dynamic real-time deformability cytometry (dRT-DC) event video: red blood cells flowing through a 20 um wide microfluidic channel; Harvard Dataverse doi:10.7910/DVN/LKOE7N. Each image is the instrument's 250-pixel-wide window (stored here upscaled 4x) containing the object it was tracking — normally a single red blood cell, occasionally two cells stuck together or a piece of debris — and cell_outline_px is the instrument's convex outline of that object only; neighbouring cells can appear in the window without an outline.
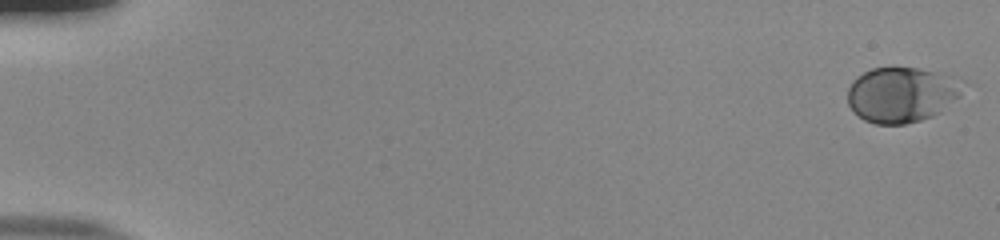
{"species": "human", "species_latin": "Homo sapiens", "temperature_condition": "room temperature", "stored_images_in_passage": 54, "camera_frame_rate_fps": 3000, "um_per_image_px": 0.085, "donor": {"sex": "male"}, "frame": {"image": 1, "passage_image": 1, "time_ms": 0.0, "image_size_px": [1000, 240], "cell_outline_px": [[972, 84], [960, 96], [940, 112], [932, 116], [920, 120], [904, 124], [876, 124], [864, 120], [848, 104], [848, 88], [852, 80], [856, 76], [872, 68], [920, 68], [960, 76]], "centroid_in_image_um": [76.77, 8.01], "position_along_channel_um": 8.2, "area_um2": 38.03}}
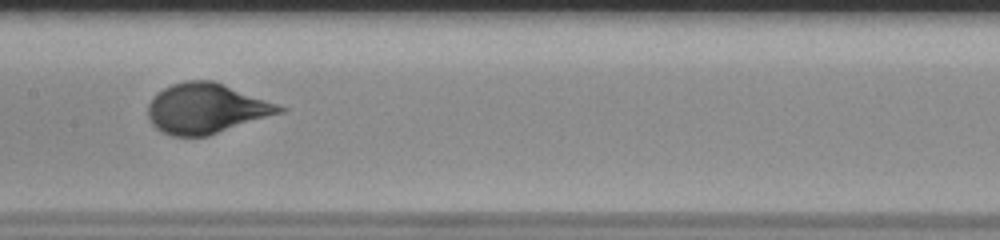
{"frame": {"image": 2, "passage_image": 29, "time_ms": 9.333, "image_size_px": [1000, 240], "cell_outline_px": [[288, 108], [284, 112], [208, 136], [172, 136], [156, 128], [152, 124], [148, 116], [148, 104], [152, 96], [156, 92], [172, 84], [184, 80], [212, 80]], "centroid_in_image_um": [17.5, 9.22], "position_along_channel_um": 189.9, "area_um2": 38.32}}
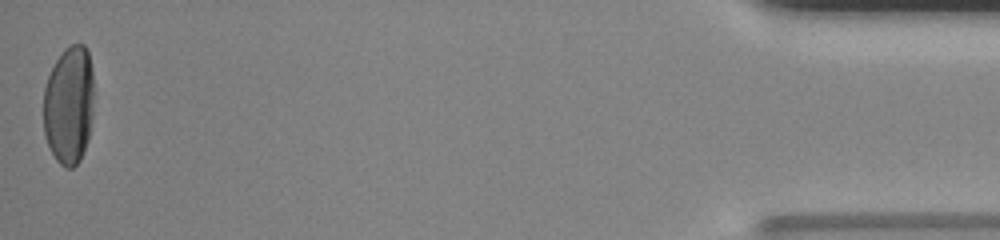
{"frame": {"image": 3, "passage_image": 54, "time_ms": 17.667, "image_size_px": [1000, 240], "cell_outline_px": [[92, 116], [88, 140], [80, 160], [72, 168], [64, 168], [56, 160], [44, 136], [44, 88], [48, 76], [56, 60], [64, 48], [72, 44], [84, 44], [88, 52], [92, 68]], "centroid_in_image_um": [5.85, 8.94], "position_along_channel_um": 429.3, "area_um2": 34.85}}